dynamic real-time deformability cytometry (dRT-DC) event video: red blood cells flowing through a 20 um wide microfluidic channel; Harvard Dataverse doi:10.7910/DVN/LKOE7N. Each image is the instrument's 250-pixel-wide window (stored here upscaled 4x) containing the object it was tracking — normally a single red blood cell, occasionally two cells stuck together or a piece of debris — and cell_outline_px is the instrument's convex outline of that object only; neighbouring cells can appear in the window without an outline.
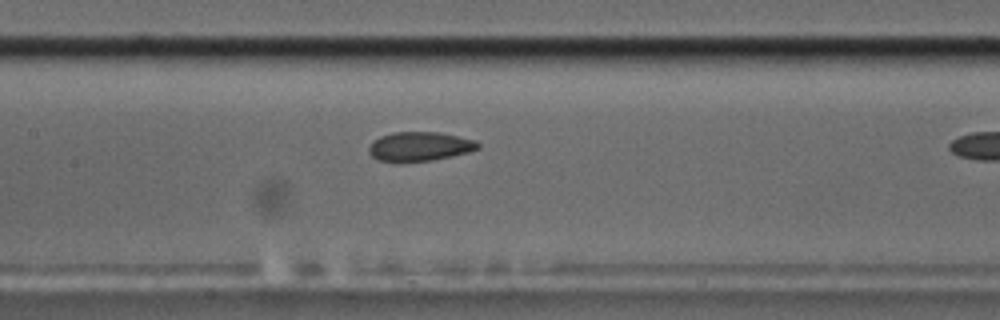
{"species": "common noctule bat (a hibernating species)", "species_latin": "Nyctalus noctula", "temperature_condition": "cold", "stored_images_in_passage": 27, "camera_frame_rate_fps": 3000, "um_per_image_px": 0.085, "animal": {"sex": "male", "body_mass_g": 17.5, "forearm_length_mm": 52.3}, "frame": {"image": 1, "passage_image": 22, "time_ms": 7.0, "image_size_px": [1000, 320], "cell_outline_px": [[480, 148], [468, 152], [452, 156], [432, 160], [380, 160], [372, 156], [368, 152], [368, 148], [372, 140], [380, 136], [392, 132], [440, 132], [476, 140], [480, 144]], "centroid_in_image_um": [35.69, 12.41], "position_along_channel_um": 171.7, "area_um2": 18.32}}
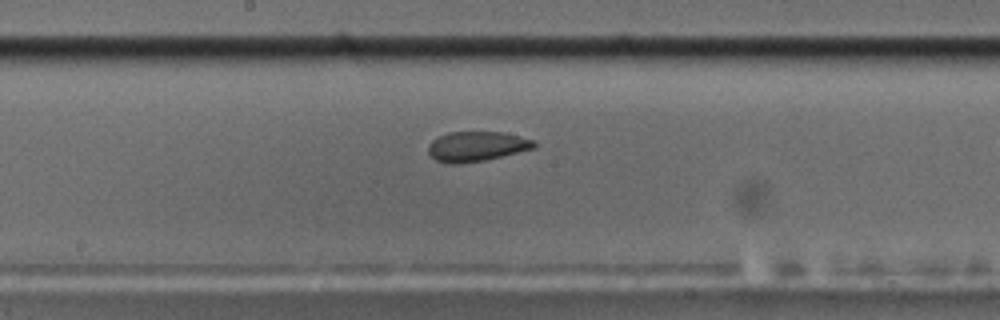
{"frame": {"image": 2, "passage_image": 25, "time_ms": 8.0, "image_size_px": [1000, 320], "cell_outline_px": [[536, 148], [484, 160], [460, 164], [448, 164], [436, 160], [428, 152], [428, 144], [436, 136], [448, 132], [504, 132], [536, 140]], "centroid_in_image_um": [40.51, 12.44], "position_along_channel_um": 207.7, "area_um2": 18.67}}